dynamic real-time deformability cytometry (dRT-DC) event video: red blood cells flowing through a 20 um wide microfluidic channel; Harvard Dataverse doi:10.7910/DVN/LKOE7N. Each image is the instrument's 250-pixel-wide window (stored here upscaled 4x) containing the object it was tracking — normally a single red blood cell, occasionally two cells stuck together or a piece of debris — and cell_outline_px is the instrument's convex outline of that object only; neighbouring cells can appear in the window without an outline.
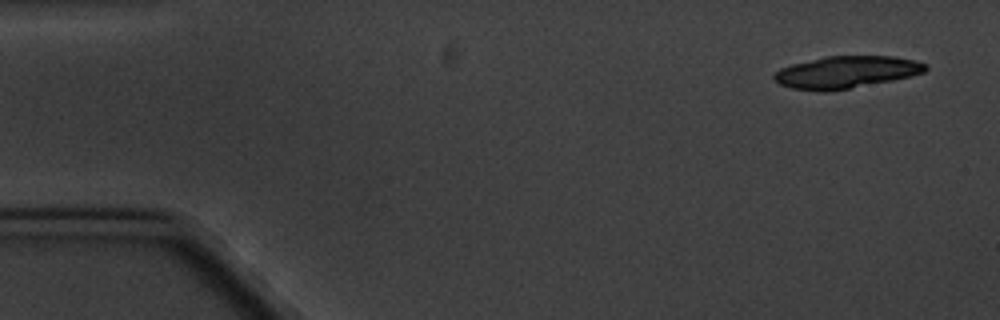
{"species": "common noctule bat (a hibernating species)", "species_latin": "Nyctalus noctula", "temperature_condition": "cold", "stored_images_in_passage": 5, "camera_frame_rate_fps": 3000, "um_per_image_px": 0.085, "animal": {"sex": "male", "body_mass_g": 20.1, "forearm_length_mm": 53.5}, "frame": {"image": 1, "passage_image": 1, "time_ms": 0.0, "image_size_px": [1000, 320], "cell_outline_px": [[928, 68], [924, 72], [912, 76], [892, 80], [828, 92], [820, 92], [792, 88], [780, 84], [772, 76], [780, 68], [792, 64], [824, 56], [896, 56], [916, 60], [928, 64]], "centroid_in_image_um": [71.95, 6.13], "position_along_channel_um": 13.0, "area_um2": 28.44}}
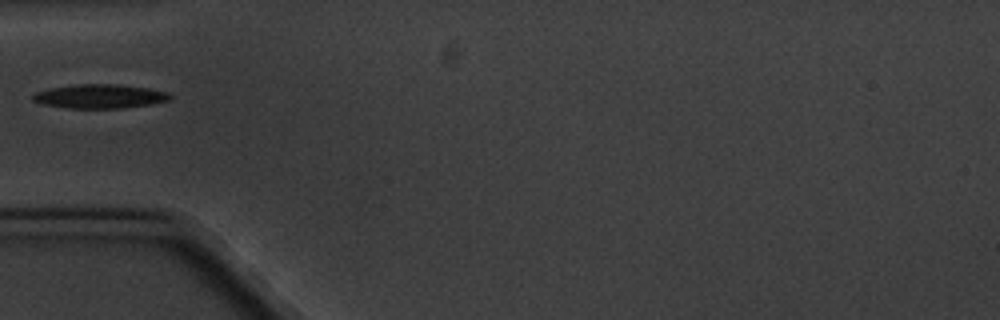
{"frame": {"image": 2, "passage_image": 5, "time_ms": 5.333, "image_size_px": [1000, 320], "cell_outline_px": [[172, 96], [168, 100], [152, 104], [124, 108], [68, 108], [40, 104], [32, 100], [32, 96], [36, 92], [52, 88], [76, 84], [116, 84], [148, 88], [168, 92]], "centroid_in_image_um": [8.48, 8.19], "position_along_channel_um": 76.5, "area_um2": 19.19}}